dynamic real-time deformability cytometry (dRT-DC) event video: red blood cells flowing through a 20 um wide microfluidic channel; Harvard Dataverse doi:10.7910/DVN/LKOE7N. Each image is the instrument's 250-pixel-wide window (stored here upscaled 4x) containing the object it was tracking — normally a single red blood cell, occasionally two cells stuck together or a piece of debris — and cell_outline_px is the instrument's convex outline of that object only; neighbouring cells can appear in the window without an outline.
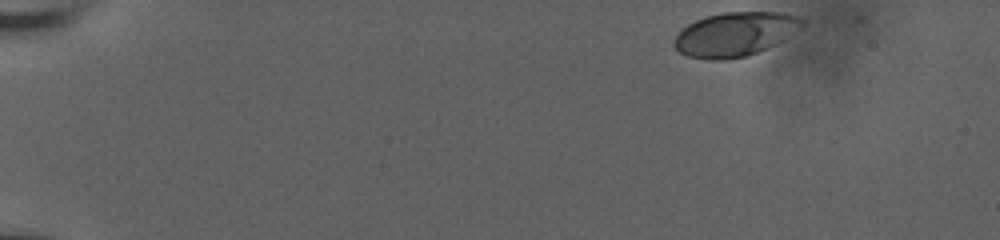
{"species": "human", "species_latin": "Homo sapiens", "temperature_condition": "room temperature", "stored_images_in_passage": 43, "camera_frame_rate_fps": 3000, "um_per_image_px": 0.085, "donor": {"sex": "male"}, "frame": {"image": 1, "passage_image": 1, "time_ms": 0.0, "image_size_px": [1000, 240], "cell_outline_px": [[804, 24], [776, 44], [748, 56], [728, 60], [712, 60], [688, 56], [680, 52], [672, 44], [672, 40], [688, 24], [696, 20], [720, 12], [784, 12], [800, 16], [804, 20]], "centroid_in_image_um": [62.47, 2.9], "position_along_channel_um": 22.5, "area_um2": 32.83}}
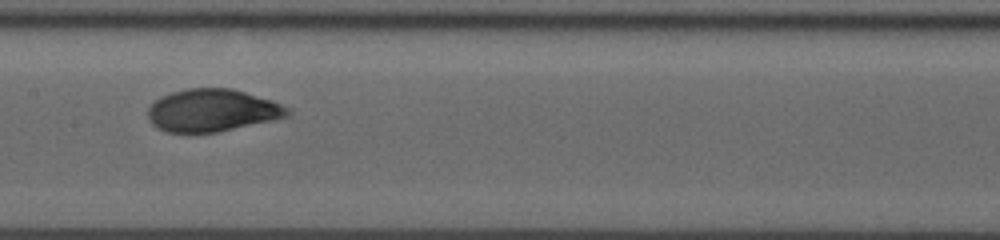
{"frame": {"image": 2, "passage_image": 24, "time_ms": 7.667, "image_size_px": [1000, 240], "cell_outline_px": [[292, 112], [288, 116], [272, 120], [216, 132], [168, 132], [156, 128], [148, 120], [148, 108], [160, 96], [172, 92], [188, 88], [232, 88], [272, 100], [288, 108]], "centroid_in_image_um": [18.01, 9.37], "position_along_channel_um": 189.4, "area_um2": 34.39}}
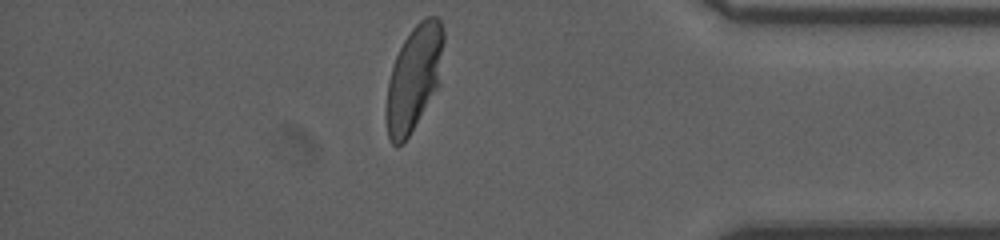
{"frame": {"image": 3, "passage_image": 42, "time_ms": 13.667, "image_size_px": [1000, 240], "cell_outline_px": [[444, 40], [440, 84], [404, 144], [396, 148], [392, 144], [388, 136], [384, 116], [384, 108], [388, 80], [396, 56], [404, 40], [412, 28], [424, 16], [436, 16], [440, 20], [444, 28]], "centroid_in_image_um": [35.17, 6.66], "position_along_channel_um": 400.0, "area_um2": 35.89}, "authors_computed_cell_mechanics": {"area_um2": 34.391, "velocity_mm_per_s": 3.9134, "shape_relaxation_time_tau1_ms": 4.0563, "shape_relaxation_time_tau2_ms": null, "deformation_change_tau1": 0.1803, "deformation_change_tau2": null}}